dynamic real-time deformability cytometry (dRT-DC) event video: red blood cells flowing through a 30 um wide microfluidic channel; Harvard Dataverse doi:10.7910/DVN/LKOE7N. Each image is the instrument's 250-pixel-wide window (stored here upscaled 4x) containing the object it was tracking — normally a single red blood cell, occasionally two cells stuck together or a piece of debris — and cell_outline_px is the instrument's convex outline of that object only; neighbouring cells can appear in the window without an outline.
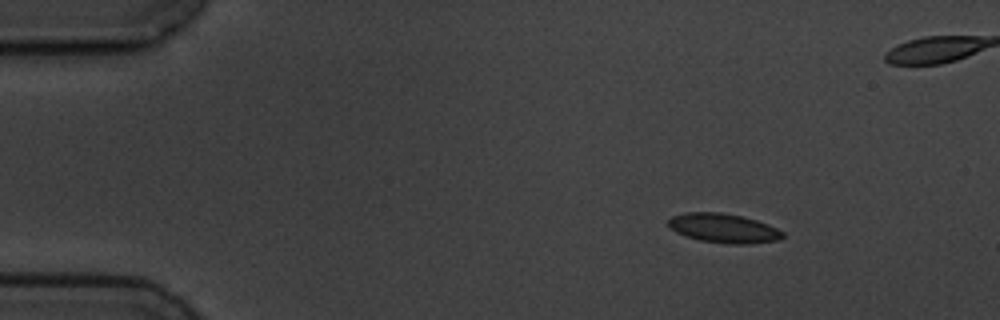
{"species": "common noctule bat (a hibernating species)", "species_latin": "Nyctalus noctula", "temperature_condition": "cold", "stored_images_in_passage": 4, "camera_frame_rate_fps": 3000, "um_per_image_px": 0.085, "animal": {"sex": "male", "body_mass_g": 19.5, "forearm_length_mm": 54.6}, "frame": {"image": 1, "passage_image": 1, "time_ms": 0.0, "image_size_px": [1000, 320], "cell_outline_px": [[784, 236], [776, 240], [752, 244], [728, 244], [700, 240], [684, 236], [676, 232], [668, 224], [668, 220], [672, 216], [684, 212], [720, 212], [740, 216], [756, 220], [768, 224], [784, 232]], "centroid_in_image_um": [61.49, 19.4], "position_along_channel_um": 23.5, "area_um2": 19.48}}